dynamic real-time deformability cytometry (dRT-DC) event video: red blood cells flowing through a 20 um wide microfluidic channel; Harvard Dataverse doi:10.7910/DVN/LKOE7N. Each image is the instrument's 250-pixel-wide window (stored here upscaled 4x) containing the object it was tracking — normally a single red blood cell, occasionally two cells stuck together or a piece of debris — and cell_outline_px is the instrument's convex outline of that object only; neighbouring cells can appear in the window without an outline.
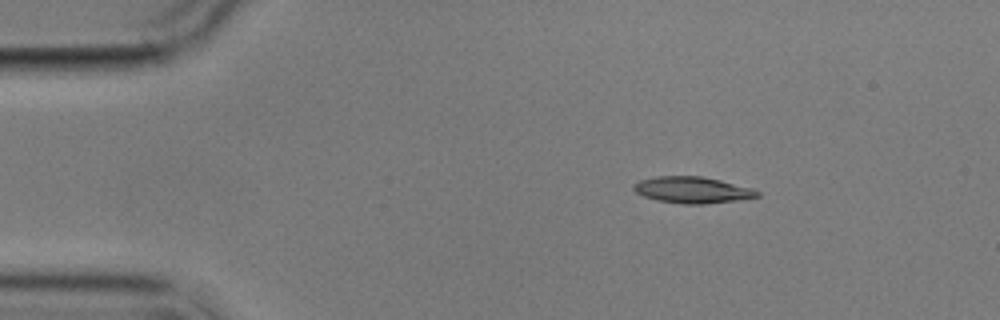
{"species": "common noctule bat (a hibernating species)", "species_latin": "Nyctalus noctula", "temperature_condition": "cold", "stored_images_in_passage": 3, "camera_frame_rate_fps": 3000, "um_per_image_px": 0.085, "animal": {"sex": "male", "body_mass_g": 17.9}, "frame": {"image": 1, "passage_image": 1, "time_ms": 0.0, "image_size_px": [1000, 320], "cell_outline_px": [[760, 196], [736, 200], [704, 204], [684, 204], [660, 200], [644, 196], [636, 192], [632, 188], [632, 184], [640, 180], [656, 176], [700, 176], [720, 180], [752, 188], [760, 192]], "centroid_in_image_um": [58.84, 16.14], "position_along_channel_um": 26.2, "area_um2": 18.84}}